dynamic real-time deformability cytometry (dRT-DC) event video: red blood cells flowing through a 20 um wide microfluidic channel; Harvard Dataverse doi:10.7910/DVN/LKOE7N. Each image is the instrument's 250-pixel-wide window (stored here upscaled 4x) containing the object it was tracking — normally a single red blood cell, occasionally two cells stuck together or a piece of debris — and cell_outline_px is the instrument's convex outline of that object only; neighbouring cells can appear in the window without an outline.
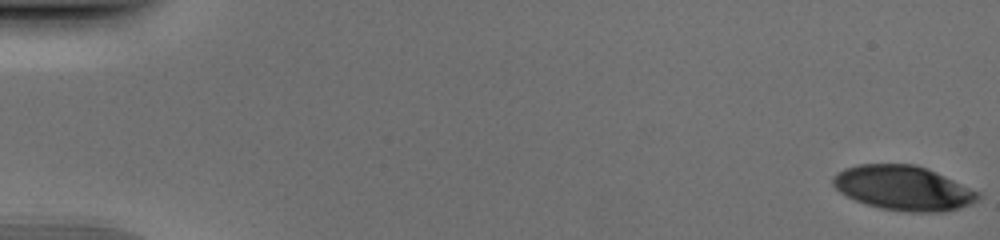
{"species": "human", "species_latin": "Homo sapiens", "temperature_condition": "cold", "stored_images_in_passage": 52, "camera_frame_rate_fps": 3000, "um_per_image_px": 0.085, "donor": {"sex": "male"}, "frame": {"image": 1, "passage_image": 1, "time_ms": 0.0, "image_size_px": [1000, 240], "cell_outline_px": [[972, 196], [968, 200], [960, 204], [948, 208], [896, 208], [876, 204], [852, 196], [840, 188], [836, 184], [836, 180], [844, 172], [852, 168], [876, 164], [900, 164], [920, 168], [944, 180]], "centroid_in_image_um": [76.54, 15.9], "position_along_channel_um": 8.5, "area_um2": 30.46}}
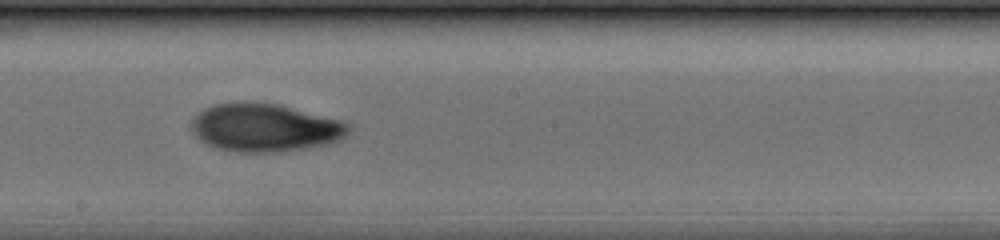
{"frame": {"image": 2, "passage_image": 30, "time_ms": 9.667, "image_size_px": [1000, 240], "cell_outline_px": [[340, 132], [332, 136], [320, 140], [296, 144], [260, 148], [248, 148], [220, 144], [212, 140], [200, 132], [200, 120], [208, 112], [216, 108], [276, 108], [324, 120], [336, 124], [340, 128]], "centroid_in_image_um": [22.41, 10.84], "position_along_channel_um": 225.8, "area_um2": 31.04}}
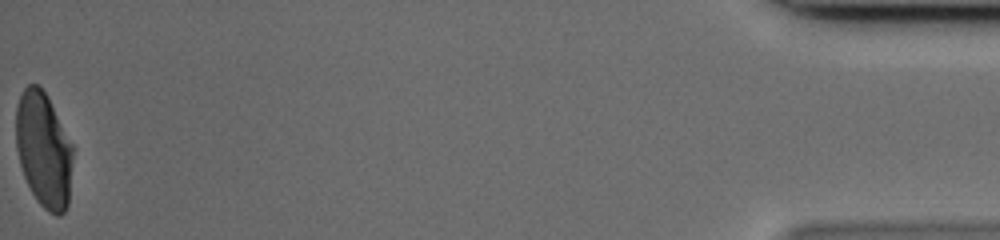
{"frame": {"image": 3, "passage_image": 52, "time_ms": 17.0, "image_size_px": [1000, 240], "cell_outline_px": [[68, 200], [64, 208], [60, 212], [52, 212], [36, 196], [24, 172], [20, 160], [16, 136], [16, 116], [20, 100], [24, 92], [32, 84], [36, 84], [44, 92], [48, 100], [68, 148]], "centroid_in_image_um": [3.62, 12.68], "position_along_channel_um": 431.6, "area_um2": 33.64}}